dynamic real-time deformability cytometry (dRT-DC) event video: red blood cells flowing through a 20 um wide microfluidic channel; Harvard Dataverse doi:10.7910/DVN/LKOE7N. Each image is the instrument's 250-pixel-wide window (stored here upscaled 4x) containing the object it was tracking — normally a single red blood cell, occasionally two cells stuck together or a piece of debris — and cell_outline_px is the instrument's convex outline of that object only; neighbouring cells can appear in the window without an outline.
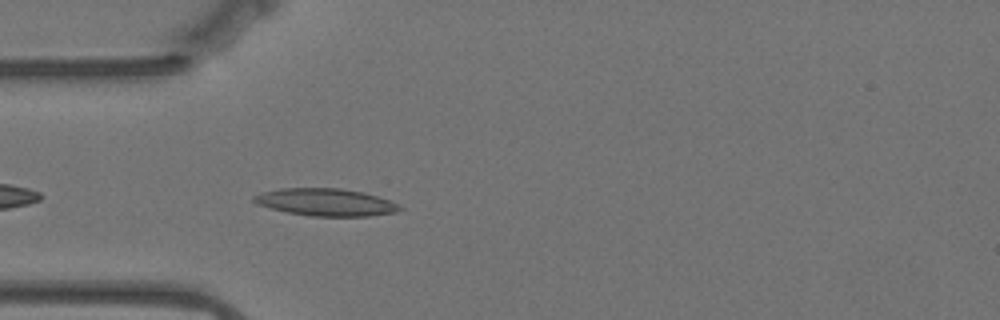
{"species": "Egyptian fruit bat (a non-hibernating species)", "species_latin": "Rousettus aegyptiacus", "temperature_condition": "warm", "stored_images_in_passage": 44, "camera_frame_rate_fps": 3000, "um_per_image_px": 0.085, "animal": {"sex": "female"}, "frame": {"image": 1, "passage_image": 3, "time_ms": 0.667, "image_size_px": [1000, 320], "cell_outline_px": [[404, 208], [396, 212], [368, 216], [312, 216], [288, 212], [256, 204], [252, 200], [252, 196], [260, 192], [280, 188], [340, 188], [360, 192], [376, 196], [388, 200]], "centroid_in_image_um": [27.64, 17.18], "position_along_channel_um": 57.4, "area_um2": 23.06}}
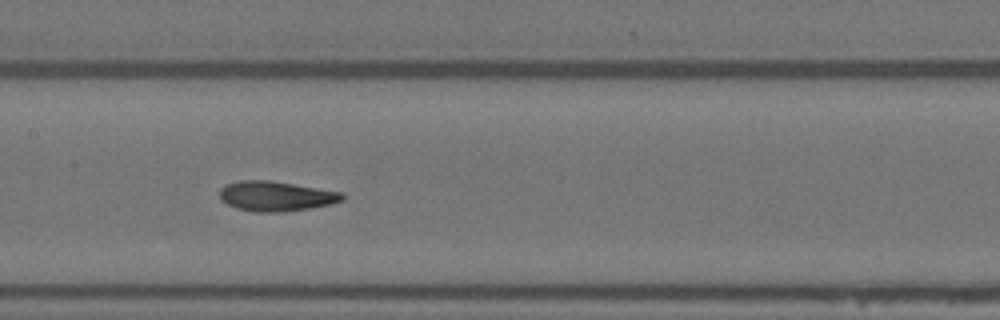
{"frame": {"image": 2, "passage_image": 14, "time_ms": 4.333, "image_size_px": [1000, 320], "cell_outline_px": [[344, 200], [328, 204], [308, 208], [284, 212], [256, 212], [236, 208], [220, 200], [220, 188], [224, 184], [240, 180], [268, 180], [340, 192], [344, 196]], "centroid_in_image_um": [23.38, 16.67], "position_along_channel_um": 184.0, "area_um2": 21.15}}
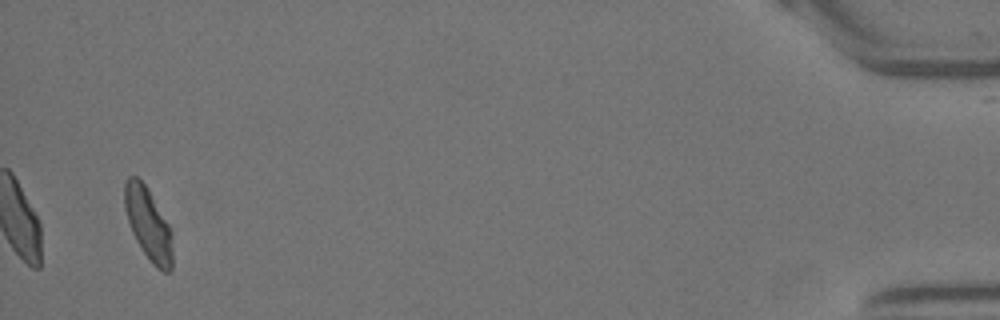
{"frame": {"image": 3, "passage_image": 42, "time_ms": 13.667, "image_size_px": [1000, 320], "cell_outline_px": [[172, 268], [168, 272], [164, 272], [156, 268], [152, 264], [140, 248], [132, 232], [124, 208], [124, 180], [128, 176], [136, 176], [144, 184], [168, 224], [172, 232]], "centroid_in_image_um": [12.59, 19.07], "position_along_channel_um": 422.6, "area_um2": 20.06}, "authors_computed_cell_mechanics": {"area_um2": 21.0392, "velocity_mm_per_s": 3.4996, "shape_relaxation_time_tau1_ms": 5.3728, "shape_relaxation_time_tau2_ms": 2.5033, "deformation_change_tau1": 0.1837, "deformation_change_tau2": 0.0992}}